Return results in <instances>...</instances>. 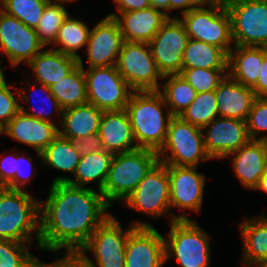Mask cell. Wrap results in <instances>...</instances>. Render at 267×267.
I'll return each mask as SVG.
<instances>
[{
	"label": "cell",
	"mask_w": 267,
	"mask_h": 267,
	"mask_svg": "<svg viewBox=\"0 0 267 267\" xmlns=\"http://www.w3.org/2000/svg\"><path fill=\"white\" fill-rule=\"evenodd\" d=\"M243 238L244 267L255 266L267 254V218L264 214L256 219H244L240 224Z\"/></svg>",
	"instance_id": "28"
},
{
	"label": "cell",
	"mask_w": 267,
	"mask_h": 267,
	"mask_svg": "<svg viewBox=\"0 0 267 267\" xmlns=\"http://www.w3.org/2000/svg\"><path fill=\"white\" fill-rule=\"evenodd\" d=\"M197 167L167 165L170 182V205L181 210L202 209L205 175Z\"/></svg>",
	"instance_id": "18"
},
{
	"label": "cell",
	"mask_w": 267,
	"mask_h": 267,
	"mask_svg": "<svg viewBox=\"0 0 267 267\" xmlns=\"http://www.w3.org/2000/svg\"><path fill=\"white\" fill-rule=\"evenodd\" d=\"M69 15L64 5L54 3L52 0L46 5L36 33L39 41L44 45L55 42L59 29Z\"/></svg>",
	"instance_id": "35"
},
{
	"label": "cell",
	"mask_w": 267,
	"mask_h": 267,
	"mask_svg": "<svg viewBox=\"0 0 267 267\" xmlns=\"http://www.w3.org/2000/svg\"><path fill=\"white\" fill-rule=\"evenodd\" d=\"M227 156H232L234 171L241 184L255 189L267 167V141L250 140Z\"/></svg>",
	"instance_id": "21"
},
{
	"label": "cell",
	"mask_w": 267,
	"mask_h": 267,
	"mask_svg": "<svg viewBox=\"0 0 267 267\" xmlns=\"http://www.w3.org/2000/svg\"><path fill=\"white\" fill-rule=\"evenodd\" d=\"M17 154L0 160V187L14 190V176L16 171Z\"/></svg>",
	"instance_id": "42"
},
{
	"label": "cell",
	"mask_w": 267,
	"mask_h": 267,
	"mask_svg": "<svg viewBox=\"0 0 267 267\" xmlns=\"http://www.w3.org/2000/svg\"><path fill=\"white\" fill-rule=\"evenodd\" d=\"M225 0H189V11L192 9L207 8L216 5H224ZM203 6V7H202Z\"/></svg>",
	"instance_id": "48"
},
{
	"label": "cell",
	"mask_w": 267,
	"mask_h": 267,
	"mask_svg": "<svg viewBox=\"0 0 267 267\" xmlns=\"http://www.w3.org/2000/svg\"><path fill=\"white\" fill-rule=\"evenodd\" d=\"M255 189L262 190L264 193H267V167L265 169L264 174L261 176L259 180V184Z\"/></svg>",
	"instance_id": "51"
},
{
	"label": "cell",
	"mask_w": 267,
	"mask_h": 267,
	"mask_svg": "<svg viewBox=\"0 0 267 267\" xmlns=\"http://www.w3.org/2000/svg\"><path fill=\"white\" fill-rule=\"evenodd\" d=\"M217 111L220 117L236 118L246 121L251 106L256 99L252 88L231 79L228 75L215 90Z\"/></svg>",
	"instance_id": "23"
},
{
	"label": "cell",
	"mask_w": 267,
	"mask_h": 267,
	"mask_svg": "<svg viewBox=\"0 0 267 267\" xmlns=\"http://www.w3.org/2000/svg\"><path fill=\"white\" fill-rule=\"evenodd\" d=\"M72 1H74V0H54V1H52V2H54V3H59V4H68V2H72Z\"/></svg>",
	"instance_id": "53"
},
{
	"label": "cell",
	"mask_w": 267,
	"mask_h": 267,
	"mask_svg": "<svg viewBox=\"0 0 267 267\" xmlns=\"http://www.w3.org/2000/svg\"><path fill=\"white\" fill-rule=\"evenodd\" d=\"M228 55L214 45L189 39L183 52L182 68L227 69Z\"/></svg>",
	"instance_id": "29"
},
{
	"label": "cell",
	"mask_w": 267,
	"mask_h": 267,
	"mask_svg": "<svg viewBox=\"0 0 267 267\" xmlns=\"http://www.w3.org/2000/svg\"><path fill=\"white\" fill-rule=\"evenodd\" d=\"M202 131L179 116H173L166 141L158 152L159 161L166 165L197 167L199 161L211 160L205 150Z\"/></svg>",
	"instance_id": "6"
},
{
	"label": "cell",
	"mask_w": 267,
	"mask_h": 267,
	"mask_svg": "<svg viewBox=\"0 0 267 267\" xmlns=\"http://www.w3.org/2000/svg\"><path fill=\"white\" fill-rule=\"evenodd\" d=\"M266 55L267 47L234 45L228 53L227 75L252 88L257 83L261 63Z\"/></svg>",
	"instance_id": "24"
},
{
	"label": "cell",
	"mask_w": 267,
	"mask_h": 267,
	"mask_svg": "<svg viewBox=\"0 0 267 267\" xmlns=\"http://www.w3.org/2000/svg\"><path fill=\"white\" fill-rule=\"evenodd\" d=\"M119 12H130L146 9L150 6V0H114Z\"/></svg>",
	"instance_id": "47"
},
{
	"label": "cell",
	"mask_w": 267,
	"mask_h": 267,
	"mask_svg": "<svg viewBox=\"0 0 267 267\" xmlns=\"http://www.w3.org/2000/svg\"><path fill=\"white\" fill-rule=\"evenodd\" d=\"M188 40L189 37L179 17H170L148 43L163 76L181 73L183 52Z\"/></svg>",
	"instance_id": "13"
},
{
	"label": "cell",
	"mask_w": 267,
	"mask_h": 267,
	"mask_svg": "<svg viewBox=\"0 0 267 267\" xmlns=\"http://www.w3.org/2000/svg\"><path fill=\"white\" fill-rule=\"evenodd\" d=\"M150 6L161 10L168 18H170L169 11V0H150Z\"/></svg>",
	"instance_id": "50"
},
{
	"label": "cell",
	"mask_w": 267,
	"mask_h": 267,
	"mask_svg": "<svg viewBox=\"0 0 267 267\" xmlns=\"http://www.w3.org/2000/svg\"><path fill=\"white\" fill-rule=\"evenodd\" d=\"M99 136L104 150L112 154L137 149L127 111H104L99 126Z\"/></svg>",
	"instance_id": "22"
},
{
	"label": "cell",
	"mask_w": 267,
	"mask_h": 267,
	"mask_svg": "<svg viewBox=\"0 0 267 267\" xmlns=\"http://www.w3.org/2000/svg\"><path fill=\"white\" fill-rule=\"evenodd\" d=\"M204 146L210 158H225L228 154L246 145L251 139L246 121L218 116L202 130Z\"/></svg>",
	"instance_id": "15"
},
{
	"label": "cell",
	"mask_w": 267,
	"mask_h": 267,
	"mask_svg": "<svg viewBox=\"0 0 267 267\" xmlns=\"http://www.w3.org/2000/svg\"><path fill=\"white\" fill-rule=\"evenodd\" d=\"M102 193L66 182L52 183L46 201H40L39 248L78 253L92 233L111 214Z\"/></svg>",
	"instance_id": "1"
},
{
	"label": "cell",
	"mask_w": 267,
	"mask_h": 267,
	"mask_svg": "<svg viewBox=\"0 0 267 267\" xmlns=\"http://www.w3.org/2000/svg\"><path fill=\"white\" fill-rule=\"evenodd\" d=\"M123 41L118 23L112 17L103 18L89 33L88 68L114 66Z\"/></svg>",
	"instance_id": "17"
},
{
	"label": "cell",
	"mask_w": 267,
	"mask_h": 267,
	"mask_svg": "<svg viewBox=\"0 0 267 267\" xmlns=\"http://www.w3.org/2000/svg\"><path fill=\"white\" fill-rule=\"evenodd\" d=\"M1 133L3 134V128L0 127V134H1Z\"/></svg>",
	"instance_id": "55"
},
{
	"label": "cell",
	"mask_w": 267,
	"mask_h": 267,
	"mask_svg": "<svg viewBox=\"0 0 267 267\" xmlns=\"http://www.w3.org/2000/svg\"><path fill=\"white\" fill-rule=\"evenodd\" d=\"M5 0H0V12L4 9Z\"/></svg>",
	"instance_id": "54"
},
{
	"label": "cell",
	"mask_w": 267,
	"mask_h": 267,
	"mask_svg": "<svg viewBox=\"0 0 267 267\" xmlns=\"http://www.w3.org/2000/svg\"><path fill=\"white\" fill-rule=\"evenodd\" d=\"M51 0H5L3 11L22 21L27 27L39 25L46 5Z\"/></svg>",
	"instance_id": "36"
},
{
	"label": "cell",
	"mask_w": 267,
	"mask_h": 267,
	"mask_svg": "<svg viewBox=\"0 0 267 267\" xmlns=\"http://www.w3.org/2000/svg\"><path fill=\"white\" fill-rule=\"evenodd\" d=\"M89 33L90 30L86 24L68 15L61 25L57 38L53 43L56 46L60 44V48L54 50L79 58L80 55L76 51L84 47V45H87Z\"/></svg>",
	"instance_id": "33"
},
{
	"label": "cell",
	"mask_w": 267,
	"mask_h": 267,
	"mask_svg": "<svg viewBox=\"0 0 267 267\" xmlns=\"http://www.w3.org/2000/svg\"><path fill=\"white\" fill-rule=\"evenodd\" d=\"M102 110L91 103H84L62 111L59 135L70 140L86 138L99 132Z\"/></svg>",
	"instance_id": "26"
},
{
	"label": "cell",
	"mask_w": 267,
	"mask_h": 267,
	"mask_svg": "<svg viewBox=\"0 0 267 267\" xmlns=\"http://www.w3.org/2000/svg\"><path fill=\"white\" fill-rule=\"evenodd\" d=\"M124 205L144 214L171 216L175 220H189L187 216L170 214V182L167 165L158 161L140 181L135 190L123 201ZM170 214V215H169Z\"/></svg>",
	"instance_id": "8"
},
{
	"label": "cell",
	"mask_w": 267,
	"mask_h": 267,
	"mask_svg": "<svg viewBox=\"0 0 267 267\" xmlns=\"http://www.w3.org/2000/svg\"><path fill=\"white\" fill-rule=\"evenodd\" d=\"M41 91H43L44 93H46V95H47V99H48V102L51 104V105H54L53 107H54V112L56 113V114H59V115H62V109H61V107L59 106V104H58V102H57V100H56V98L53 96V94H52V92H51V89H50V87H48V86H46V85H43V84H41ZM36 90H38L36 87H34V90L33 91H36ZM27 96H26V94L25 95H23L22 96V101H26V102H30V95L32 94L31 92L30 93H28V91H27ZM24 99V100H23ZM32 101V100H31ZM24 106L23 105H20V111L21 112H23L24 114H26V115H28V116H31V117H34V118H36V119H39V120H44V121H48V122H51V123H54V122H52V120L50 119L51 117H50V115H51V112L53 111V110H51V112L50 111H47V112H44L43 113V111H45V110H41V109H35V111H37V112H27V110H25L24 108H23ZM33 107V109L35 108L34 106H32ZM50 112V113H49Z\"/></svg>",
	"instance_id": "41"
},
{
	"label": "cell",
	"mask_w": 267,
	"mask_h": 267,
	"mask_svg": "<svg viewBox=\"0 0 267 267\" xmlns=\"http://www.w3.org/2000/svg\"><path fill=\"white\" fill-rule=\"evenodd\" d=\"M43 48L34 28L27 27L4 11L0 12V50L7 55L13 67L22 61L28 64ZM2 71L0 67V72Z\"/></svg>",
	"instance_id": "14"
},
{
	"label": "cell",
	"mask_w": 267,
	"mask_h": 267,
	"mask_svg": "<svg viewBox=\"0 0 267 267\" xmlns=\"http://www.w3.org/2000/svg\"><path fill=\"white\" fill-rule=\"evenodd\" d=\"M111 13L119 25L124 41L149 43L160 30L168 17L158 9L148 7L146 9L130 12Z\"/></svg>",
	"instance_id": "20"
},
{
	"label": "cell",
	"mask_w": 267,
	"mask_h": 267,
	"mask_svg": "<svg viewBox=\"0 0 267 267\" xmlns=\"http://www.w3.org/2000/svg\"><path fill=\"white\" fill-rule=\"evenodd\" d=\"M163 237L153 226L135 227L125 248V267H162L165 261Z\"/></svg>",
	"instance_id": "16"
},
{
	"label": "cell",
	"mask_w": 267,
	"mask_h": 267,
	"mask_svg": "<svg viewBox=\"0 0 267 267\" xmlns=\"http://www.w3.org/2000/svg\"><path fill=\"white\" fill-rule=\"evenodd\" d=\"M167 81L158 92L162 95L164 102L172 116H180L184 110L194 101L197 92L184 79L181 74L165 75Z\"/></svg>",
	"instance_id": "31"
},
{
	"label": "cell",
	"mask_w": 267,
	"mask_h": 267,
	"mask_svg": "<svg viewBox=\"0 0 267 267\" xmlns=\"http://www.w3.org/2000/svg\"><path fill=\"white\" fill-rule=\"evenodd\" d=\"M169 239H164L165 261L175 257L182 267H210L209 235L197 222L175 220L170 223Z\"/></svg>",
	"instance_id": "7"
},
{
	"label": "cell",
	"mask_w": 267,
	"mask_h": 267,
	"mask_svg": "<svg viewBox=\"0 0 267 267\" xmlns=\"http://www.w3.org/2000/svg\"><path fill=\"white\" fill-rule=\"evenodd\" d=\"M3 133L31 146L39 158H42L41 152L59 135V128L55 123L39 120L19 111L3 128Z\"/></svg>",
	"instance_id": "19"
},
{
	"label": "cell",
	"mask_w": 267,
	"mask_h": 267,
	"mask_svg": "<svg viewBox=\"0 0 267 267\" xmlns=\"http://www.w3.org/2000/svg\"><path fill=\"white\" fill-rule=\"evenodd\" d=\"M247 131L251 140L267 141V134L257 138L259 133L267 131V97H256L248 118L246 120ZM257 136V137H256Z\"/></svg>",
	"instance_id": "39"
},
{
	"label": "cell",
	"mask_w": 267,
	"mask_h": 267,
	"mask_svg": "<svg viewBox=\"0 0 267 267\" xmlns=\"http://www.w3.org/2000/svg\"><path fill=\"white\" fill-rule=\"evenodd\" d=\"M39 267H89L78 253H66L64 257H57V260L47 264L39 261Z\"/></svg>",
	"instance_id": "45"
},
{
	"label": "cell",
	"mask_w": 267,
	"mask_h": 267,
	"mask_svg": "<svg viewBox=\"0 0 267 267\" xmlns=\"http://www.w3.org/2000/svg\"><path fill=\"white\" fill-rule=\"evenodd\" d=\"M41 161L46 166L68 173L75 172L80 154L74 149L72 140L58 135L42 152Z\"/></svg>",
	"instance_id": "32"
},
{
	"label": "cell",
	"mask_w": 267,
	"mask_h": 267,
	"mask_svg": "<svg viewBox=\"0 0 267 267\" xmlns=\"http://www.w3.org/2000/svg\"><path fill=\"white\" fill-rule=\"evenodd\" d=\"M29 245L0 238V267H39V260L29 251Z\"/></svg>",
	"instance_id": "37"
},
{
	"label": "cell",
	"mask_w": 267,
	"mask_h": 267,
	"mask_svg": "<svg viewBox=\"0 0 267 267\" xmlns=\"http://www.w3.org/2000/svg\"><path fill=\"white\" fill-rule=\"evenodd\" d=\"M158 161V152L149 149L114 154L101 191L105 201L110 206L116 200L124 201Z\"/></svg>",
	"instance_id": "4"
},
{
	"label": "cell",
	"mask_w": 267,
	"mask_h": 267,
	"mask_svg": "<svg viewBox=\"0 0 267 267\" xmlns=\"http://www.w3.org/2000/svg\"><path fill=\"white\" fill-rule=\"evenodd\" d=\"M197 93L215 91L227 69L182 68L180 73Z\"/></svg>",
	"instance_id": "38"
},
{
	"label": "cell",
	"mask_w": 267,
	"mask_h": 267,
	"mask_svg": "<svg viewBox=\"0 0 267 267\" xmlns=\"http://www.w3.org/2000/svg\"><path fill=\"white\" fill-rule=\"evenodd\" d=\"M218 116L215 91H207L197 93L194 101L179 117L202 129Z\"/></svg>",
	"instance_id": "34"
},
{
	"label": "cell",
	"mask_w": 267,
	"mask_h": 267,
	"mask_svg": "<svg viewBox=\"0 0 267 267\" xmlns=\"http://www.w3.org/2000/svg\"><path fill=\"white\" fill-rule=\"evenodd\" d=\"M135 227H152L145 222H133L123 230L116 218L111 214L96 230L90 239L79 250L78 254L89 267H125V248L128 234ZM87 251H92L95 260L89 258Z\"/></svg>",
	"instance_id": "5"
},
{
	"label": "cell",
	"mask_w": 267,
	"mask_h": 267,
	"mask_svg": "<svg viewBox=\"0 0 267 267\" xmlns=\"http://www.w3.org/2000/svg\"><path fill=\"white\" fill-rule=\"evenodd\" d=\"M78 65V58L51 48L42 50L28 63L38 84L48 87L64 79Z\"/></svg>",
	"instance_id": "25"
},
{
	"label": "cell",
	"mask_w": 267,
	"mask_h": 267,
	"mask_svg": "<svg viewBox=\"0 0 267 267\" xmlns=\"http://www.w3.org/2000/svg\"><path fill=\"white\" fill-rule=\"evenodd\" d=\"M161 106L168 108L158 91L131 93L125 110L130 119L137 148L159 152L163 147L168 125L173 116L167 109L165 117Z\"/></svg>",
	"instance_id": "2"
},
{
	"label": "cell",
	"mask_w": 267,
	"mask_h": 267,
	"mask_svg": "<svg viewBox=\"0 0 267 267\" xmlns=\"http://www.w3.org/2000/svg\"><path fill=\"white\" fill-rule=\"evenodd\" d=\"M235 46L267 47V0H227Z\"/></svg>",
	"instance_id": "9"
},
{
	"label": "cell",
	"mask_w": 267,
	"mask_h": 267,
	"mask_svg": "<svg viewBox=\"0 0 267 267\" xmlns=\"http://www.w3.org/2000/svg\"><path fill=\"white\" fill-rule=\"evenodd\" d=\"M40 201L25 190L0 187V238L31 244L36 231L39 247Z\"/></svg>",
	"instance_id": "3"
},
{
	"label": "cell",
	"mask_w": 267,
	"mask_h": 267,
	"mask_svg": "<svg viewBox=\"0 0 267 267\" xmlns=\"http://www.w3.org/2000/svg\"><path fill=\"white\" fill-rule=\"evenodd\" d=\"M78 64L86 78L88 103L102 111L124 110L133 90L114 66L94 67L84 70L81 56Z\"/></svg>",
	"instance_id": "11"
},
{
	"label": "cell",
	"mask_w": 267,
	"mask_h": 267,
	"mask_svg": "<svg viewBox=\"0 0 267 267\" xmlns=\"http://www.w3.org/2000/svg\"><path fill=\"white\" fill-rule=\"evenodd\" d=\"M189 39L221 48L227 55L233 48L231 20L225 5L192 9L182 15Z\"/></svg>",
	"instance_id": "12"
},
{
	"label": "cell",
	"mask_w": 267,
	"mask_h": 267,
	"mask_svg": "<svg viewBox=\"0 0 267 267\" xmlns=\"http://www.w3.org/2000/svg\"><path fill=\"white\" fill-rule=\"evenodd\" d=\"M5 75L0 72V127L4 128L6 124L20 111L19 98H15L5 81Z\"/></svg>",
	"instance_id": "40"
},
{
	"label": "cell",
	"mask_w": 267,
	"mask_h": 267,
	"mask_svg": "<svg viewBox=\"0 0 267 267\" xmlns=\"http://www.w3.org/2000/svg\"><path fill=\"white\" fill-rule=\"evenodd\" d=\"M181 9V14L189 11V0H169V12L171 10Z\"/></svg>",
	"instance_id": "49"
},
{
	"label": "cell",
	"mask_w": 267,
	"mask_h": 267,
	"mask_svg": "<svg viewBox=\"0 0 267 267\" xmlns=\"http://www.w3.org/2000/svg\"><path fill=\"white\" fill-rule=\"evenodd\" d=\"M255 267H267V254L255 265Z\"/></svg>",
	"instance_id": "52"
},
{
	"label": "cell",
	"mask_w": 267,
	"mask_h": 267,
	"mask_svg": "<svg viewBox=\"0 0 267 267\" xmlns=\"http://www.w3.org/2000/svg\"><path fill=\"white\" fill-rule=\"evenodd\" d=\"M50 89L62 110L88 102L86 78L80 65Z\"/></svg>",
	"instance_id": "30"
},
{
	"label": "cell",
	"mask_w": 267,
	"mask_h": 267,
	"mask_svg": "<svg viewBox=\"0 0 267 267\" xmlns=\"http://www.w3.org/2000/svg\"><path fill=\"white\" fill-rule=\"evenodd\" d=\"M72 144L80 156L104 150L99 133L90 134L86 138L72 140Z\"/></svg>",
	"instance_id": "43"
},
{
	"label": "cell",
	"mask_w": 267,
	"mask_h": 267,
	"mask_svg": "<svg viewBox=\"0 0 267 267\" xmlns=\"http://www.w3.org/2000/svg\"><path fill=\"white\" fill-rule=\"evenodd\" d=\"M23 160L24 162L26 161L25 163H29L27 165H29L30 168L33 167L31 157H26L24 155H20V156L17 155L16 171H15V176H14V190H22L21 187L25 186L26 183L30 181L32 177V174H28V173L27 175L25 174L24 169L22 168L23 164H25ZM29 167L26 166V169H28ZM30 171L32 172V169ZM30 171L29 173H31Z\"/></svg>",
	"instance_id": "44"
},
{
	"label": "cell",
	"mask_w": 267,
	"mask_h": 267,
	"mask_svg": "<svg viewBox=\"0 0 267 267\" xmlns=\"http://www.w3.org/2000/svg\"><path fill=\"white\" fill-rule=\"evenodd\" d=\"M256 97H267V55L261 63L257 83L252 87Z\"/></svg>",
	"instance_id": "46"
},
{
	"label": "cell",
	"mask_w": 267,
	"mask_h": 267,
	"mask_svg": "<svg viewBox=\"0 0 267 267\" xmlns=\"http://www.w3.org/2000/svg\"><path fill=\"white\" fill-rule=\"evenodd\" d=\"M148 43L123 41L115 67L133 91H158L164 79Z\"/></svg>",
	"instance_id": "10"
},
{
	"label": "cell",
	"mask_w": 267,
	"mask_h": 267,
	"mask_svg": "<svg viewBox=\"0 0 267 267\" xmlns=\"http://www.w3.org/2000/svg\"><path fill=\"white\" fill-rule=\"evenodd\" d=\"M114 154L106 150L90 153L80 156L76 166L74 177L70 179L67 176L55 178L52 183L66 182L73 186L84 187L90 182L98 180V191L103 190L107 174L110 169Z\"/></svg>",
	"instance_id": "27"
}]
</instances>
